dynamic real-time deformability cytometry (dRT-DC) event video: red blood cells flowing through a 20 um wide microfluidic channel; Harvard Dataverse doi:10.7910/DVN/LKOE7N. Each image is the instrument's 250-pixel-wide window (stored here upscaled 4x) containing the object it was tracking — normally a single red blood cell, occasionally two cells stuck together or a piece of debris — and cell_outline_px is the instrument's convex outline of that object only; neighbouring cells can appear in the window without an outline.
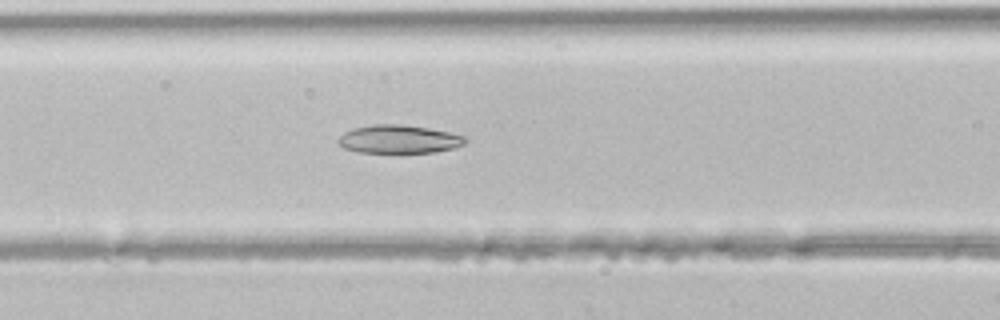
{"species": "common noctule bat (a hibernating species)", "species_latin": "Nyctalus noctula", "temperature_condition": "room temperature", "stored_images_in_passage": 13, "camera_frame_rate_fps": 3000, "um_per_image_px": 0.085, "animal": {"sex": "male", "body_mass_g": 21.5, "forearm_length_mm": 52.0}, "frame": {"image": 1, "passage_image": 13, "time_ms": 4.0, "image_size_px": [1000, 320], "cell_outline_px": [[464, 144], [456, 148], [432, 152], [356, 152], [344, 148], [336, 140], [344, 132], [352, 128], [372, 124], [404, 124], [428, 128], [448, 132], [464, 136]], "centroid_in_image_um": [33.86, 11.82], "position_along_channel_um": 132.7, "area_um2": 20.87}}